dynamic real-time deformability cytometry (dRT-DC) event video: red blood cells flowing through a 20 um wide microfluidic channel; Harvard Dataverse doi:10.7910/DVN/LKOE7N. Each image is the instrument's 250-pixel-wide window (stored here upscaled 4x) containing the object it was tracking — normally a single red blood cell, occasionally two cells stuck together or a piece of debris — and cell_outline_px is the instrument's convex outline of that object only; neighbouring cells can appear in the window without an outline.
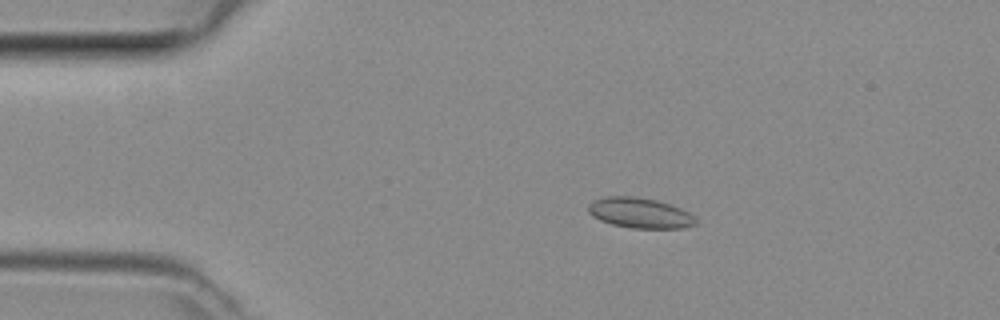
{"species": "common noctule bat (a hibernating species)", "species_latin": "Nyctalus noctula", "temperature_condition": "room temperature", "stored_images_in_passage": 41, "camera_frame_rate_fps": 3000, "um_per_image_px": 0.085, "animal": {"sex": "female", "body_mass_g": 29.2, "forearm_length_mm": 56.3}, "frame": {"image": 1, "passage_image": 5, "time_ms": 1.333, "image_size_px": [1000, 320], "cell_outline_px": [[696, 224], [684, 228], [632, 228], [612, 224], [600, 220], [592, 216], [588, 212], [588, 204], [604, 196], [636, 196], [656, 200], [680, 208], [688, 212], [696, 220]], "centroid_in_image_um": [54.36, 18.1], "position_along_channel_um": 30.6, "area_um2": 18.9}}
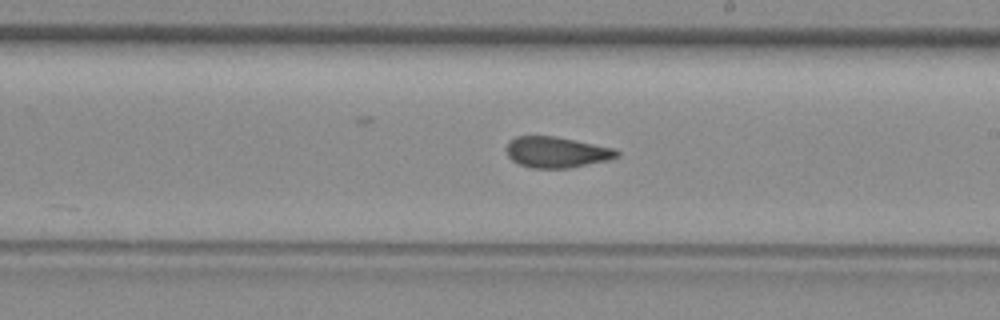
{"frame": {"image": 2, "passage_image": 21, "time_ms": 6.667, "image_size_px": [1000, 320], "cell_outline_px": [[620, 156], [608, 160], [568, 168], [532, 168], [520, 164], [512, 160], [508, 156], [508, 140], [516, 136], [556, 136], [616, 148], [620, 152]], "centroid_in_image_um": [47.35, 12.93], "position_along_channel_um": 241.7, "area_um2": 19.94}}
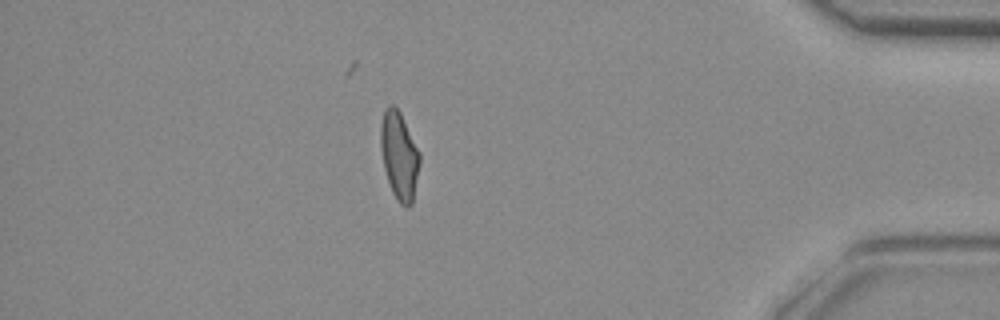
{"frame": {"image": 3, "passage_image": 35, "time_ms": 11.333, "image_size_px": [1000, 320], "cell_outline_px": [[420, 164], [412, 204], [408, 208], [404, 208], [400, 204], [392, 192], [384, 168], [380, 148], [380, 124], [384, 108], [388, 104], [392, 104], [400, 112], [420, 152]], "centroid_in_image_um": [33.93, 13.22], "position_along_channel_um": 401.3, "area_um2": 20.23}}